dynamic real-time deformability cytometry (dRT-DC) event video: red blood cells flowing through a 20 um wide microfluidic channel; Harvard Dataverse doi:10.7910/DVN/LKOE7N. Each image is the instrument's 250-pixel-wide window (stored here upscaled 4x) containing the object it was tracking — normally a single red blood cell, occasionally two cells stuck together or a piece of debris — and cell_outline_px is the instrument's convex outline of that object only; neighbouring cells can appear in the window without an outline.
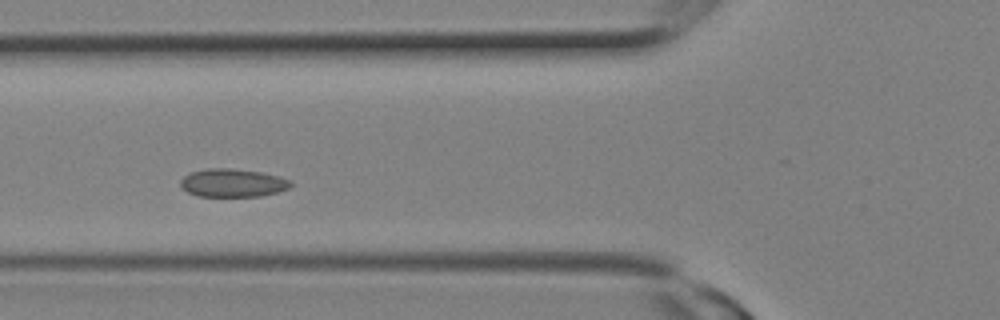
{"species": "Egyptian fruit bat (a non-hibernating species)", "species_latin": "Rousettus aegyptiacus", "temperature_condition": "room temperature", "stored_images_in_passage": 21, "camera_frame_rate_fps": 3000, "um_per_image_px": 0.085, "animal": {"sex": "female"}, "frame": {"image": 1, "passage_image": 6, "time_ms": 1.667, "image_size_px": [1000, 320], "cell_outline_px": [[292, 184], [288, 188], [276, 192], [260, 196], [196, 196], [180, 188], [180, 180], [184, 176], [192, 172], [208, 168], [228, 168], [260, 172], [292, 180]], "centroid_in_image_um": [19.74, 15.55], "position_along_channel_um": 106.1, "area_um2": 17.98}}
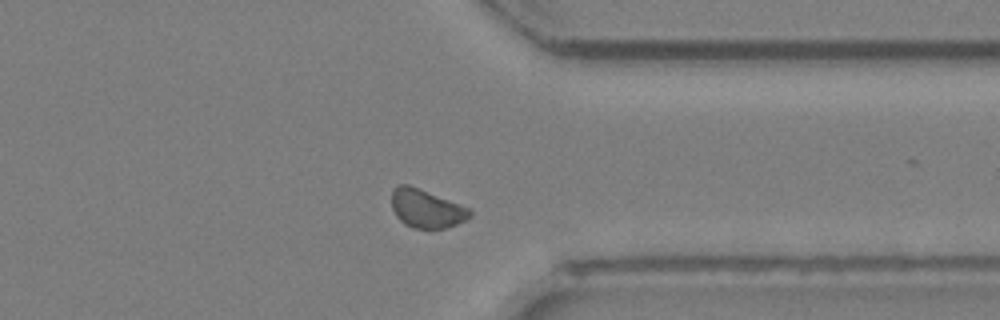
{"frame": {"image": 2, "passage_image": 16, "time_ms": 5.0, "image_size_px": [1000, 320], "cell_outline_px": [[472, 216], [456, 224], [444, 228], [412, 228], [404, 224], [396, 216], [392, 208], [392, 192], [400, 184], [408, 184], [420, 188], [468, 208], [472, 212]], "centroid_in_image_um": [36.22, 17.73], "position_along_channel_um": 375.2, "area_um2": 17.28}}
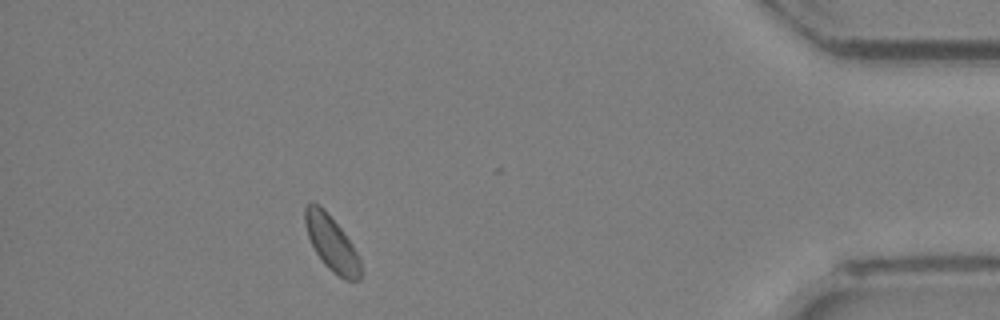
{"frame": {"image": 3, "passage_image": 19, "time_ms": 6.0, "image_size_px": [1000, 320], "cell_outline_px": [[364, 272], [360, 280], [344, 280], [332, 272], [324, 264], [316, 252], [308, 236], [304, 224], [304, 208], [312, 200], [320, 204], [324, 208], [340, 228], [352, 244], [360, 260]], "centroid_in_image_um": [28.19, 20.68], "position_along_channel_um": 407.0, "area_um2": 18.09}}